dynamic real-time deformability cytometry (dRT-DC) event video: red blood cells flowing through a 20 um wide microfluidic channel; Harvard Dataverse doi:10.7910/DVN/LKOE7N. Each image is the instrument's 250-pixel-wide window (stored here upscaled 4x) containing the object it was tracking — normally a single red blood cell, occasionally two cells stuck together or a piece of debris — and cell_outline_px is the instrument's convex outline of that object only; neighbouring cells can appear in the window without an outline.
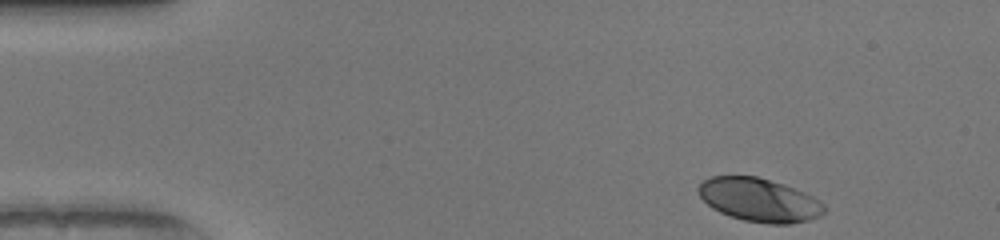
{"species": "human", "species_latin": "Homo sapiens", "temperature_condition": "warm", "stored_images_in_passage": 45, "camera_frame_rate_fps": 3000, "um_per_image_px": 0.085, "donor": {"sex": "female"}, "frame": {"image": 1, "passage_image": 1, "time_ms": 0.0, "image_size_px": [1000, 240], "cell_outline_px": [[824, 212], [820, 216], [808, 220], [788, 224], [768, 224], [744, 220], [728, 216], [712, 208], [700, 196], [696, 188], [704, 180], [712, 176], [756, 176], [784, 184], [804, 192], [812, 196], [824, 204]], "centroid_in_image_um": [64.52, 17.0], "position_along_channel_um": 20.5, "area_um2": 31.79}}
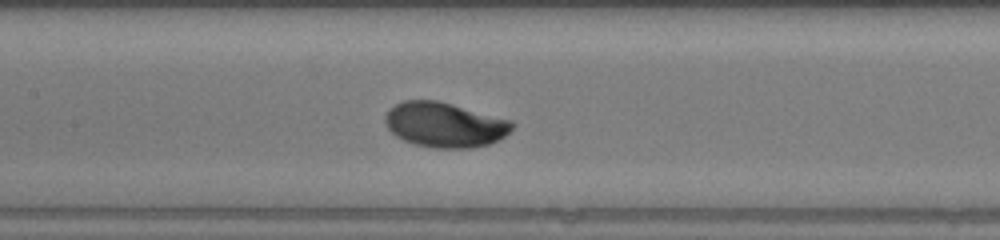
{"frame": {"image": 2, "passage_image": 19, "time_ms": 6.0, "image_size_px": [1000, 240], "cell_outline_px": [[516, 124], [504, 136], [488, 144], [472, 148], [436, 148], [412, 144], [396, 136], [384, 124], [384, 116], [388, 108], [404, 100], [436, 100], [452, 104], [512, 120]], "centroid_in_image_um": [37.77, 10.6], "position_along_channel_um": 169.6, "area_um2": 33.35}}
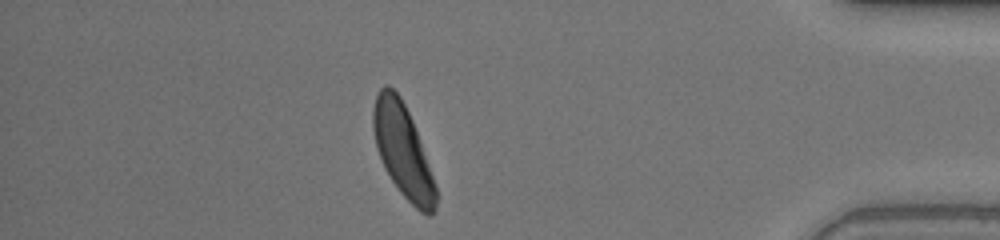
{"frame": {"image": 3, "passage_image": 39, "time_ms": 12.667, "image_size_px": [1000, 240], "cell_outline_px": [[436, 208], [428, 216], [420, 212], [400, 192], [384, 168], [376, 144], [372, 128], [372, 108], [376, 96], [380, 88], [384, 84], [388, 84], [400, 96], [412, 120], [432, 176], [436, 188]], "centroid_in_image_um": [34.2, 12.79], "position_along_channel_um": 401.0, "area_um2": 33.23}, "authors_computed_cell_mechanics": {"area_um2": 32.5992, "velocity_mm_per_s": 4.0919, "shape_relaxation_time_tau1_ms": 2.2292, "shape_relaxation_time_tau2_ms": null, "deformation_change_tau1": 0.1557, "deformation_change_tau2": null}}